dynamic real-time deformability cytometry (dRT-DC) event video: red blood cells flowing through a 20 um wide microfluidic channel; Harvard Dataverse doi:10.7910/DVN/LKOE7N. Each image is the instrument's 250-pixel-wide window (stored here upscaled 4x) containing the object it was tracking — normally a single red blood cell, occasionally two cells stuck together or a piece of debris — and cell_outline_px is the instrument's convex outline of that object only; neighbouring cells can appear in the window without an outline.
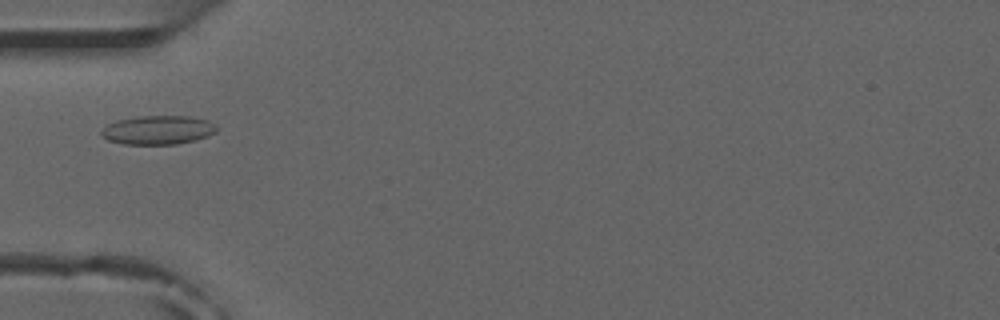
{"species": "common noctule bat (a hibernating species)", "species_latin": "Nyctalus noctula", "temperature_condition": "room temperature", "stored_images_in_passage": 8, "camera_frame_rate_fps": 3000, "um_per_image_px": 0.085, "animal": {"sex": "male", "forearm_length_mm": 52.5}, "frame": {"image": 1, "passage_image": 4, "time_ms": 3.667, "image_size_px": [1000, 320], "cell_outline_px": [[216, 132], [208, 136], [196, 140], [176, 144], [124, 144], [108, 140], [100, 132], [108, 124], [116, 120], [140, 116], [188, 116], [208, 120], [216, 128]], "centroid_in_image_um": [13.43, 11.05], "position_along_channel_um": 71.6, "area_um2": 19.25}}
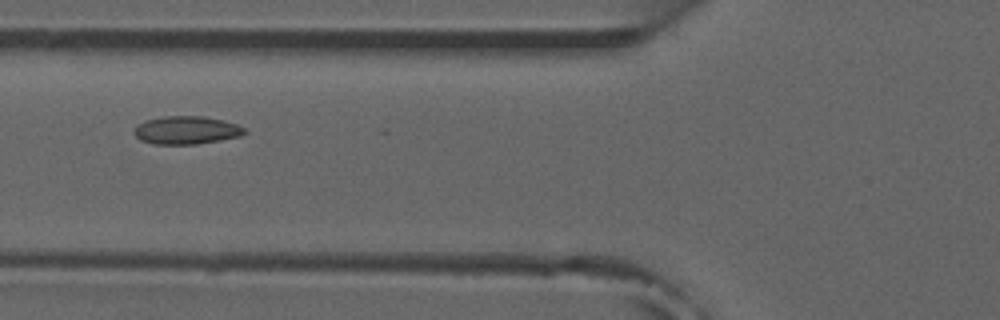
{"frame": {"image": 2, "passage_image": 5, "time_ms": 4.667, "image_size_px": [1000, 320], "cell_outline_px": [[248, 132], [240, 136], [220, 140], [196, 144], [152, 144], [140, 140], [132, 132], [144, 120], [164, 116], [204, 116], [224, 120], [236, 124], [244, 128]], "centroid_in_image_um": [15.85, 11.06], "position_along_channel_um": 110.0, "area_um2": 18.09}}
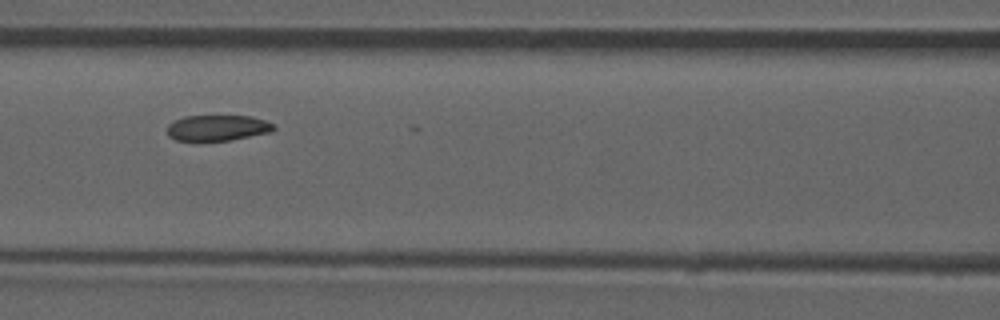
{"frame": {"image": 3, "passage_image": 6, "time_ms": 5.667, "image_size_px": [1000, 320], "cell_outline_px": [[276, 128], [272, 132], [228, 140], [176, 140], [168, 136], [168, 124], [184, 116], [252, 116], [276, 124]], "centroid_in_image_um": [18.53, 10.86], "position_along_channel_um": 148.1, "area_um2": 15.9}}